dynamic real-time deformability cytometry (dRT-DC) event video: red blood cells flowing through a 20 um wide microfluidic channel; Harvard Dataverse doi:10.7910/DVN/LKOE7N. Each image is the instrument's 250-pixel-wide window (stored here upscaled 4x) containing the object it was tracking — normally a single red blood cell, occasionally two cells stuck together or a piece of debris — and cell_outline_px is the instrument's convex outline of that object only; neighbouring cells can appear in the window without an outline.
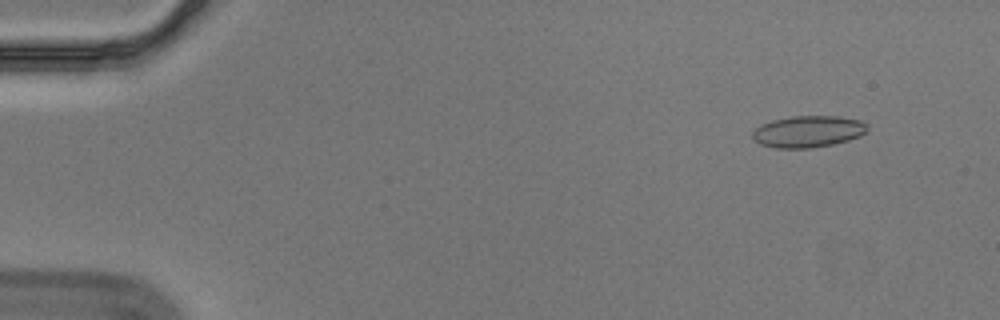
{"species": "Egyptian fruit bat (a non-hibernating species)", "species_latin": "Rousettus aegyptiacus", "temperature_condition": "cold", "stored_images_in_passage": 58, "camera_frame_rate_fps": 3000, "um_per_image_px": 0.085, "animal": {"sex": "male"}, "frame": {"image": 1, "passage_image": 6, "time_ms": 1.667, "image_size_px": [1000, 320], "cell_outline_px": [[868, 128], [860, 136], [848, 140], [832, 144], [812, 148], [776, 148], [760, 144], [752, 140], [752, 132], [760, 124], [772, 120], [792, 116], [836, 116], [860, 120]], "centroid_in_image_um": [68.63, 11.18], "position_along_channel_um": 16.4, "area_um2": 21.15}}
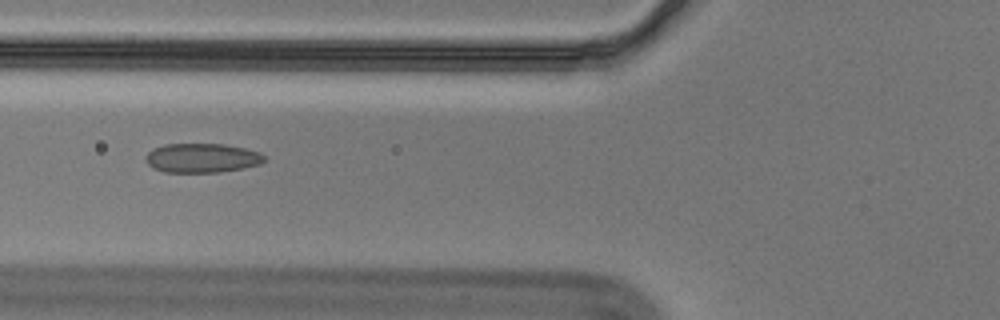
{"frame": {"image": 2, "passage_image": 23, "time_ms": 7.333, "image_size_px": [1000, 320], "cell_outline_px": [[264, 160], [260, 164], [244, 168], [220, 172], [164, 172], [152, 168], [144, 160], [144, 156], [152, 148], [164, 144], [224, 144], [244, 148], [260, 152], [264, 156]], "centroid_in_image_um": [17.12, 13.43], "position_along_channel_um": 108.7, "area_um2": 20.4}}
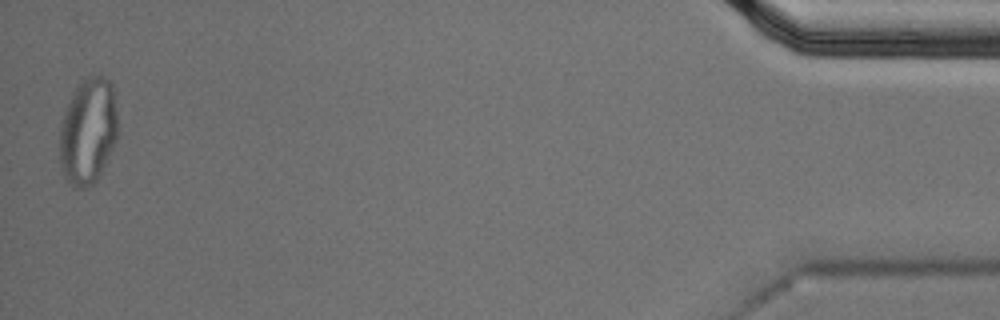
{"frame": {"image": 3, "passage_image": 57, "time_ms": 18.667, "image_size_px": [1000, 320], "cell_outline_px": [[116, 140], [96, 180], [88, 188], [72, 188], [64, 172], [60, 160], [60, 124], [64, 112], [76, 84], [84, 76], [104, 76], [112, 84], [116, 112]], "centroid_in_image_um": [7.46, 11.11], "position_along_channel_um": 427.7, "area_um2": 35.72}, "authors_computed_cell_mechanics": {"area_um2": 20.9236, "velocity_mm_per_s": 3.549, "shape_relaxation_time_tau1_ms": null, "shape_relaxation_time_tau2_ms": 1.3001, "deformation_change_tau1": null, "deformation_change_tau2": 0.0696}}